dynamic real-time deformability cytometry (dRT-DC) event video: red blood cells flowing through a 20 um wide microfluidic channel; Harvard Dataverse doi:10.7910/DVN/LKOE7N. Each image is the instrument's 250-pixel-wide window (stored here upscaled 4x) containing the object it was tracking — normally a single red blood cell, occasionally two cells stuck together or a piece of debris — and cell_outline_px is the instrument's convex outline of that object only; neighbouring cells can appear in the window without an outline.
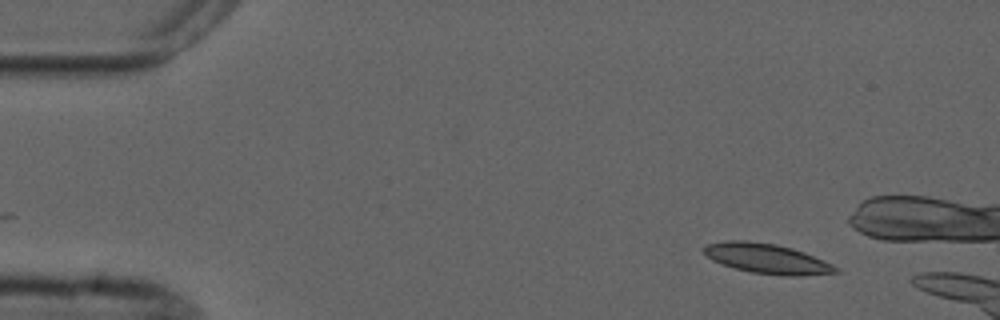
{"species": "common noctule bat (a hibernating species)", "species_latin": "Nyctalus noctula", "temperature_condition": "cold", "stored_images_in_passage": 2, "camera_frame_rate_fps": 3000, "um_per_image_px": 0.085, "animal": {"sex": "male", "forearm_length_mm": 52.5}, "frame": {"image": 1, "passage_image": 2, "time_ms": 1.333, "image_size_px": [1000, 320], "cell_outline_px": [[840, 272], [800, 276], [784, 276], [752, 272], [736, 268], [712, 260], [704, 252], [704, 248], [708, 244], [724, 240], [748, 240], [776, 244], [792, 248], [804, 252], [832, 264], [840, 268]], "centroid_in_image_um": [65.23, 21.98], "position_along_channel_um": 19.8, "area_um2": 22.89}}